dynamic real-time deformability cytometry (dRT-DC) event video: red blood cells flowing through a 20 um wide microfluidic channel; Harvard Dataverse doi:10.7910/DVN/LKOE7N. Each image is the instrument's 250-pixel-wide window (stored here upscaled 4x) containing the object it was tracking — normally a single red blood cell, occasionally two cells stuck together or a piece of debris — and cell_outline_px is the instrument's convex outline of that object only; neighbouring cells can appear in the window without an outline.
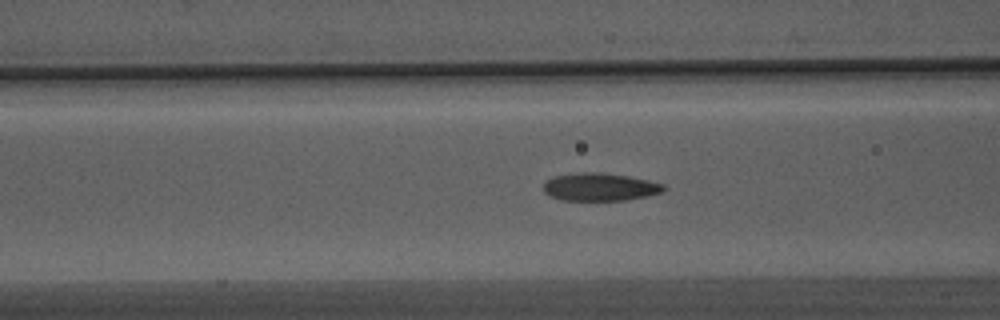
{"species": "Egyptian fruit bat (a non-hibernating species)", "species_latin": "Rousettus aegyptiacus", "temperature_condition": "warm", "stored_images_in_passage": 30, "camera_frame_rate_fps": 3000, "um_per_image_px": 0.085, "animal": {"sex": "male"}, "frame": {"image": 1, "passage_image": 8, "time_ms": 2.333, "image_size_px": [1000, 320], "cell_outline_px": [[668, 188], [664, 192], [648, 196], [624, 200], [560, 200], [548, 196], [544, 192], [544, 184], [552, 176], [580, 172], [596, 172], [628, 176], [648, 180], [664, 184]], "centroid_in_image_um": [51.01, 15.89], "position_along_channel_um": 115.6, "area_um2": 19.65}}
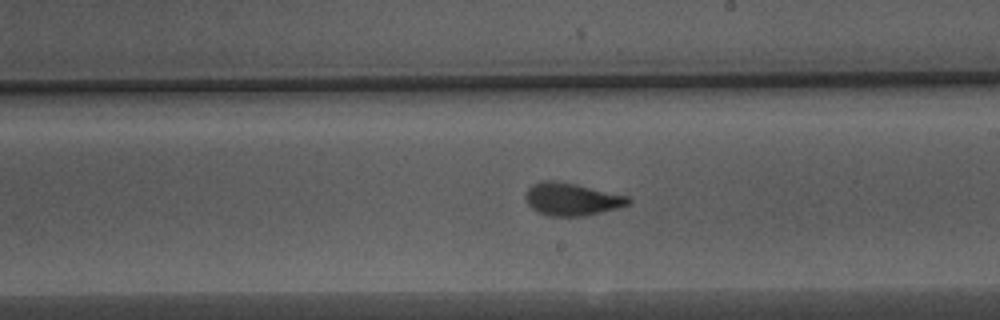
{"frame": {"image": 2, "passage_image": 18, "time_ms": 5.667, "image_size_px": [1000, 320], "cell_outline_px": [[632, 200], [628, 204], [620, 208], [584, 216], [548, 216], [536, 212], [528, 204], [524, 196], [524, 192], [532, 184], [544, 180], [552, 180], [576, 184], [628, 196]], "centroid_in_image_um": [48.57, 16.94], "position_along_channel_um": 240.4, "area_um2": 19.71}}
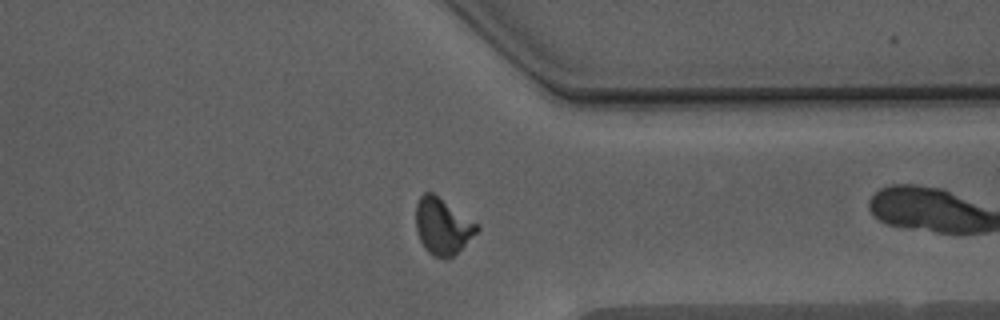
{"frame": {"image": 3, "passage_image": 29, "time_ms": 9.333, "image_size_px": [1000, 320], "cell_outline_px": [[480, 228], [452, 256], [444, 260], [432, 256], [424, 248], [420, 240], [416, 228], [416, 204], [420, 196], [424, 192], [432, 192], [480, 224]], "centroid_in_image_um": [37.6, 19.22], "position_along_channel_um": 373.8, "area_um2": 20.0}}